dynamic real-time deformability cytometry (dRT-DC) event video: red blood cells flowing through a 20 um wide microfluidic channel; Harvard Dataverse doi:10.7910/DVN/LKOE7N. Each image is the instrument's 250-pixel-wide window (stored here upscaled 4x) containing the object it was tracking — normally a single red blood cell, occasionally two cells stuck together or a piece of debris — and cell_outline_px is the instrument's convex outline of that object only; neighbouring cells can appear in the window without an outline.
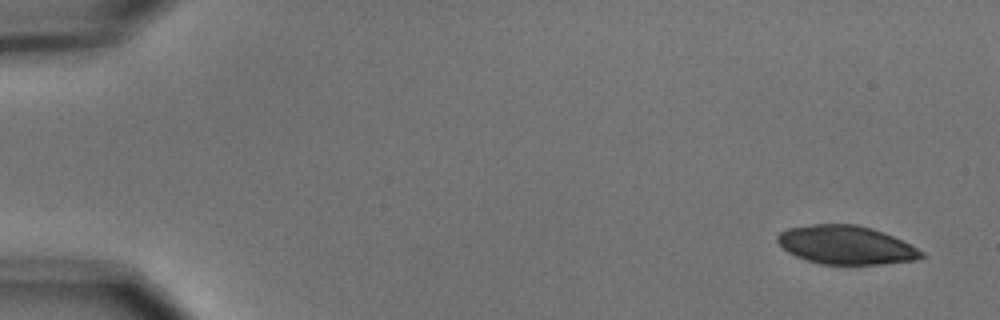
{"species": "common noctule bat (a hibernating species)", "species_latin": "Nyctalus noctula", "temperature_condition": "cold", "stored_images_in_passage": 6, "camera_frame_rate_fps": 3000, "um_per_image_px": 0.085, "animal": {"sex": "male", "body_mass_g": 15.6}, "frame": {"image": 1, "passage_image": 1, "time_ms": 0.0, "image_size_px": [1000, 320], "cell_outline_px": [[928, 256], [916, 260], [880, 264], [820, 264], [804, 260], [788, 252], [776, 240], [776, 236], [780, 232], [788, 228], [812, 224], [856, 224], [872, 228], [884, 232], [924, 252]], "centroid_in_image_um": [71.9, 20.83], "position_along_channel_um": 13.1, "area_um2": 32.37}}